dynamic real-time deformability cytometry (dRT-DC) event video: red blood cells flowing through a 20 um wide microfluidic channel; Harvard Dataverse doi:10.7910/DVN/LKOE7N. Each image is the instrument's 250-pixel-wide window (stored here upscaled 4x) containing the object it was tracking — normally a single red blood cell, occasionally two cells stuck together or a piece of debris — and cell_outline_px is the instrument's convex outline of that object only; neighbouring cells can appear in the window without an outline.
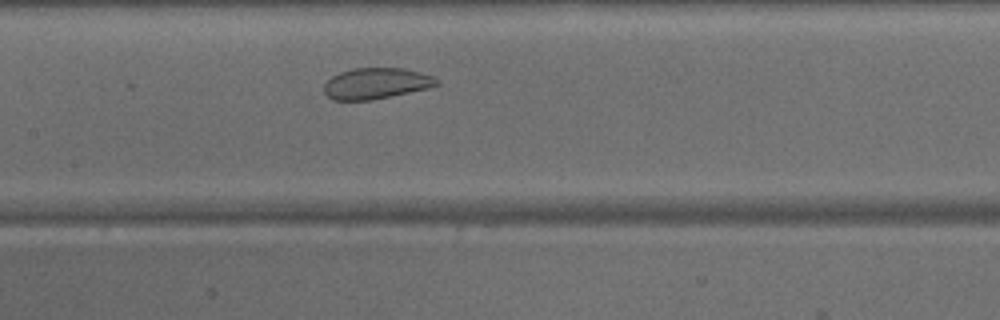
{"species": "common noctule bat (a hibernating species)", "species_latin": "Nyctalus noctula", "temperature_condition": "warm", "stored_images_in_passage": 30, "camera_frame_rate_fps": 3000, "um_per_image_px": 0.085, "animal": {"sex": "male", "body_mass_g": 15.6}, "frame": {"image": 1, "passage_image": 12, "time_ms": 3.667, "image_size_px": [1000, 320], "cell_outline_px": [[440, 84], [428, 88], [372, 100], [332, 100], [324, 92], [324, 84], [332, 76], [340, 72], [356, 68], [404, 68], [432, 76], [440, 80]], "centroid_in_image_um": [31.97, 7.09], "position_along_channel_um": 175.4, "area_um2": 20.29}}
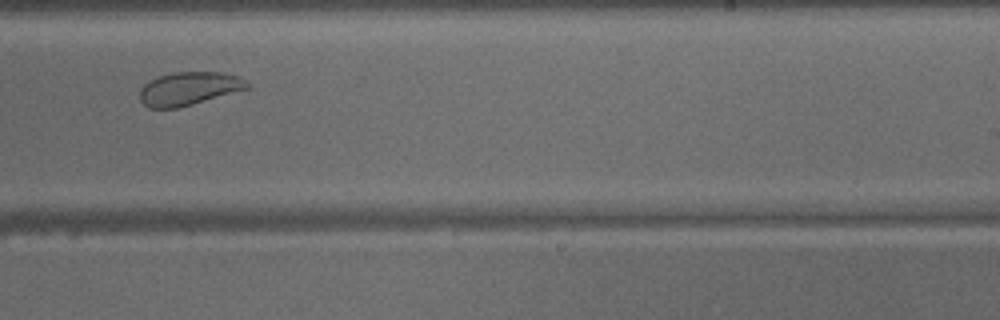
{"frame": {"image": 2, "passage_image": 19, "time_ms": 6.0, "image_size_px": [1000, 320], "cell_outline_px": [[248, 88], [192, 104], [176, 108], [148, 108], [140, 100], [140, 88], [148, 80], [172, 72], [224, 72], [236, 76], [244, 80], [248, 84]], "centroid_in_image_um": [16.0, 7.52], "position_along_channel_um": 273.0, "area_um2": 20.58}}
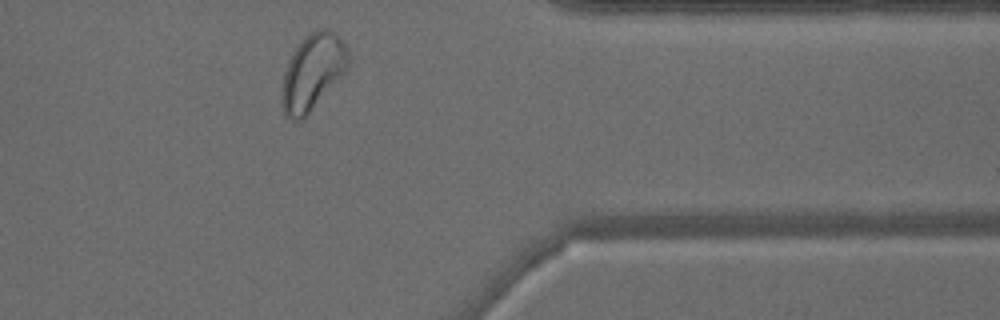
{"frame": {"image": 3, "passage_image": 28, "time_ms": 9.0, "image_size_px": [1000, 320], "cell_outline_px": [[348, 68], [308, 112], [300, 120], [292, 120], [284, 116], [280, 100], [284, 72], [288, 60], [292, 52], [316, 28], [328, 28], [340, 36], [348, 48]], "centroid_in_image_um": [26.55, 6.1], "position_along_channel_um": 384.8, "area_um2": 29.02}}